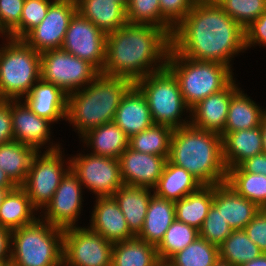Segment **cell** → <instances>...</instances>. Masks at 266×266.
<instances>
[{
	"mask_svg": "<svg viewBox=\"0 0 266 266\" xmlns=\"http://www.w3.org/2000/svg\"><path fill=\"white\" fill-rule=\"evenodd\" d=\"M175 219V203L153 194L148 205L143 228L136 237L157 246Z\"/></svg>",
	"mask_w": 266,
	"mask_h": 266,
	"instance_id": "26",
	"label": "cell"
},
{
	"mask_svg": "<svg viewBox=\"0 0 266 266\" xmlns=\"http://www.w3.org/2000/svg\"><path fill=\"white\" fill-rule=\"evenodd\" d=\"M82 184L70 169L61 179L52 200L45 206L43 221L60 229L75 227L82 206Z\"/></svg>",
	"mask_w": 266,
	"mask_h": 266,
	"instance_id": "15",
	"label": "cell"
},
{
	"mask_svg": "<svg viewBox=\"0 0 266 266\" xmlns=\"http://www.w3.org/2000/svg\"><path fill=\"white\" fill-rule=\"evenodd\" d=\"M239 266H266V253H263L260 257L250 262L243 263Z\"/></svg>",
	"mask_w": 266,
	"mask_h": 266,
	"instance_id": "51",
	"label": "cell"
},
{
	"mask_svg": "<svg viewBox=\"0 0 266 266\" xmlns=\"http://www.w3.org/2000/svg\"><path fill=\"white\" fill-rule=\"evenodd\" d=\"M150 188L123 184L112 196L125 216L130 231L137 236L143 228L152 194Z\"/></svg>",
	"mask_w": 266,
	"mask_h": 266,
	"instance_id": "24",
	"label": "cell"
},
{
	"mask_svg": "<svg viewBox=\"0 0 266 266\" xmlns=\"http://www.w3.org/2000/svg\"><path fill=\"white\" fill-rule=\"evenodd\" d=\"M168 160L190 172L202 185L226 183L222 137L186 125L173 130Z\"/></svg>",
	"mask_w": 266,
	"mask_h": 266,
	"instance_id": "3",
	"label": "cell"
},
{
	"mask_svg": "<svg viewBox=\"0 0 266 266\" xmlns=\"http://www.w3.org/2000/svg\"><path fill=\"white\" fill-rule=\"evenodd\" d=\"M255 43L266 45V11L245 29V48Z\"/></svg>",
	"mask_w": 266,
	"mask_h": 266,
	"instance_id": "46",
	"label": "cell"
},
{
	"mask_svg": "<svg viewBox=\"0 0 266 266\" xmlns=\"http://www.w3.org/2000/svg\"><path fill=\"white\" fill-rule=\"evenodd\" d=\"M8 39L0 49V100H20L41 78L40 53L23 40Z\"/></svg>",
	"mask_w": 266,
	"mask_h": 266,
	"instance_id": "7",
	"label": "cell"
},
{
	"mask_svg": "<svg viewBox=\"0 0 266 266\" xmlns=\"http://www.w3.org/2000/svg\"><path fill=\"white\" fill-rule=\"evenodd\" d=\"M232 230L244 229L260 208L238 195L228 184L213 185V204Z\"/></svg>",
	"mask_w": 266,
	"mask_h": 266,
	"instance_id": "21",
	"label": "cell"
},
{
	"mask_svg": "<svg viewBox=\"0 0 266 266\" xmlns=\"http://www.w3.org/2000/svg\"><path fill=\"white\" fill-rule=\"evenodd\" d=\"M17 187L18 185L9 177V175L0 169V188H6L11 191Z\"/></svg>",
	"mask_w": 266,
	"mask_h": 266,
	"instance_id": "50",
	"label": "cell"
},
{
	"mask_svg": "<svg viewBox=\"0 0 266 266\" xmlns=\"http://www.w3.org/2000/svg\"><path fill=\"white\" fill-rule=\"evenodd\" d=\"M114 122L128 138L154 124L147 100L135 84L123 96L116 110Z\"/></svg>",
	"mask_w": 266,
	"mask_h": 266,
	"instance_id": "20",
	"label": "cell"
},
{
	"mask_svg": "<svg viewBox=\"0 0 266 266\" xmlns=\"http://www.w3.org/2000/svg\"><path fill=\"white\" fill-rule=\"evenodd\" d=\"M107 34L78 11L69 22L61 49L92 64L99 72L105 65Z\"/></svg>",
	"mask_w": 266,
	"mask_h": 266,
	"instance_id": "13",
	"label": "cell"
},
{
	"mask_svg": "<svg viewBox=\"0 0 266 266\" xmlns=\"http://www.w3.org/2000/svg\"><path fill=\"white\" fill-rule=\"evenodd\" d=\"M24 3L25 0H0V33L2 35H8L20 23Z\"/></svg>",
	"mask_w": 266,
	"mask_h": 266,
	"instance_id": "43",
	"label": "cell"
},
{
	"mask_svg": "<svg viewBox=\"0 0 266 266\" xmlns=\"http://www.w3.org/2000/svg\"><path fill=\"white\" fill-rule=\"evenodd\" d=\"M113 243L89 228L64 230L63 266H111Z\"/></svg>",
	"mask_w": 266,
	"mask_h": 266,
	"instance_id": "11",
	"label": "cell"
},
{
	"mask_svg": "<svg viewBox=\"0 0 266 266\" xmlns=\"http://www.w3.org/2000/svg\"><path fill=\"white\" fill-rule=\"evenodd\" d=\"M100 72L89 62L63 49L40 54V74L45 82L52 83L67 95L90 84Z\"/></svg>",
	"mask_w": 266,
	"mask_h": 266,
	"instance_id": "9",
	"label": "cell"
},
{
	"mask_svg": "<svg viewBox=\"0 0 266 266\" xmlns=\"http://www.w3.org/2000/svg\"><path fill=\"white\" fill-rule=\"evenodd\" d=\"M174 203L176 219L199 230L213 204V185H203Z\"/></svg>",
	"mask_w": 266,
	"mask_h": 266,
	"instance_id": "32",
	"label": "cell"
},
{
	"mask_svg": "<svg viewBox=\"0 0 266 266\" xmlns=\"http://www.w3.org/2000/svg\"><path fill=\"white\" fill-rule=\"evenodd\" d=\"M219 260V248L198 236L167 262L171 266H214Z\"/></svg>",
	"mask_w": 266,
	"mask_h": 266,
	"instance_id": "37",
	"label": "cell"
},
{
	"mask_svg": "<svg viewBox=\"0 0 266 266\" xmlns=\"http://www.w3.org/2000/svg\"><path fill=\"white\" fill-rule=\"evenodd\" d=\"M53 2L49 0H25L20 23L6 37L22 40L42 22Z\"/></svg>",
	"mask_w": 266,
	"mask_h": 266,
	"instance_id": "41",
	"label": "cell"
},
{
	"mask_svg": "<svg viewBox=\"0 0 266 266\" xmlns=\"http://www.w3.org/2000/svg\"><path fill=\"white\" fill-rule=\"evenodd\" d=\"M127 23L149 24L165 29L172 35L174 27L161 15L159 0H128Z\"/></svg>",
	"mask_w": 266,
	"mask_h": 266,
	"instance_id": "39",
	"label": "cell"
},
{
	"mask_svg": "<svg viewBox=\"0 0 266 266\" xmlns=\"http://www.w3.org/2000/svg\"><path fill=\"white\" fill-rule=\"evenodd\" d=\"M63 164L59 145H51L42 156L37 151L32 157L26 181L21 187L37 210L45 208L52 200L61 179L70 170V162L66 169Z\"/></svg>",
	"mask_w": 266,
	"mask_h": 266,
	"instance_id": "10",
	"label": "cell"
},
{
	"mask_svg": "<svg viewBox=\"0 0 266 266\" xmlns=\"http://www.w3.org/2000/svg\"><path fill=\"white\" fill-rule=\"evenodd\" d=\"M14 140L11 100H0V145Z\"/></svg>",
	"mask_w": 266,
	"mask_h": 266,
	"instance_id": "47",
	"label": "cell"
},
{
	"mask_svg": "<svg viewBox=\"0 0 266 266\" xmlns=\"http://www.w3.org/2000/svg\"><path fill=\"white\" fill-rule=\"evenodd\" d=\"M249 239L266 253V209L260 211L244 228Z\"/></svg>",
	"mask_w": 266,
	"mask_h": 266,
	"instance_id": "45",
	"label": "cell"
},
{
	"mask_svg": "<svg viewBox=\"0 0 266 266\" xmlns=\"http://www.w3.org/2000/svg\"><path fill=\"white\" fill-rule=\"evenodd\" d=\"M173 130L167 125L153 124L129 138V147L137 152L160 155L168 159Z\"/></svg>",
	"mask_w": 266,
	"mask_h": 266,
	"instance_id": "36",
	"label": "cell"
},
{
	"mask_svg": "<svg viewBox=\"0 0 266 266\" xmlns=\"http://www.w3.org/2000/svg\"><path fill=\"white\" fill-rule=\"evenodd\" d=\"M262 254L244 229L233 230L219 247V260L234 266L255 260Z\"/></svg>",
	"mask_w": 266,
	"mask_h": 266,
	"instance_id": "35",
	"label": "cell"
},
{
	"mask_svg": "<svg viewBox=\"0 0 266 266\" xmlns=\"http://www.w3.org/2000/svg\"><path fill=\"white\" fill-rule=\"evenodd\" d=\"M10 261H0V266H7Z\"/></svg>",
	"mask_w": 266,
	"mask_h": 266,
	"instance_id": "57",
	"label": "cell"
},
{
	"mask_svg": "<svg viewBox=\"0 0 266 266\" xmlns=\"http://www.w3.org/2000/svg\"><path fill=\"white\" fill-rule=\"evenodd\" d=\"M261 131H262V141H263V152L266 153V113L261 123Z\"/></svg>",
	"mask_w": 266,
	"mask_h": 266,
	"instance_id": "52",
	"label": "cell"
},
{
	"mask_svg": "<svg viewBox=\"0 0 266 266\" xmlns=\"http://www.w3.org/2000/svg\"><path fill=\"white\" fill-rule=\"evenodd\" d=\"M11 236L10 229L0 226V261L11 260Z\"/></svg>",
	"mask_w": 266,
	"mask_h": 266,
	"instance_id": "49",
	"label": "cell"
},
{
	"mask_svg": "<svg viewBox=\"0 0 266 266\" xmlns=\"http://www.w3.org/2000/svg\"><path fill=\"white\" fill-rule=\"evenodd\" d=\"M232 231L221 212L212 205L199 229V236L219 248Z\"/></svg>",
	"mask_w": 266,
	"mask_h": 266,
	"instance_id": "42",
	"label": "cell"
},
{
	"mask_svg": "<svg viewBox=\"0 0 266 266\" xmlns=\"http://www.w3.org/2000/svg\"><path fill=\"white\" fill-rule=\"evenodd\" d=\"M214 266H234L225 262H222L220 260H218V262L214 265Z\"/></svg>",
	"mask_w": 266,
	"mask_h": 266,
	"instance_id": "55",
	"label": "cell"
},
{
	"mask_svg": "<svg viewBox=\"0 0 266 266\" xmlns=\"http://www.w3.org/2000/svg\"><path fill=\"white\" fill-rule=\"evenodd\" d=\"M233 80L225 89L206 97L189 111L190 125L201 130L222 134L226 126L231 97L240 89Z\"/></svg>",
	"mask_w": 266,
	"mask_h": 266,
	"instance_id": "17",
	"label": "cell"
},
{
	"mask_svg": "<svg viewBox=\"0 0 266 266\" xmlns=\"http://www.w3.org/2000/svg\"><path fill=\"white\" fill-rule=\"evenodd\" d=\"M92 212L91 231L103 236L107 241L116 243L135 238L130 231L117 201L113 196L97 197Z\"/></svg>",
	"mask_w": 266,
	"mask_h": 266,
	"instance_id": "18",
	"label": "cell"
},
{
	"mask_svg": "<svg viewBox=\"0 0 266 266\" xmlns=\"http://www.w3.org/2000/svg\"><path fill=\"white\" fill-rule=\"evenodd\" d=\"M134 83L127 78L99 73L87 87L67 97L66 119L78 133L114 121L119 104Z\"/></svg>",
	"mask_w": 266,
	"mask_h": 266,
	"instance_id": "4",
	"label": "cell"
},
{
	"mask_svg": "<svg viewBox=\"0 0 266 266\" xmlns=\"http://www.w3.org/2000/svg\"><path fill=\"white\" fill-rule=\"evenodd\" d=\"M240 89L231 97L226 126L222 134L261 126L266 113Z\"/></svg>",
	"mask_w": 266,
	"mask_h": 266,
	"instance_id": "30",
	"label": "cell"
},
{
	"mask_svg": "<svg viewBox=\"0 0 266 266\" xmlns=\"http://www.w3.org/2000/svg\"><path fill=\"white\" fill-rule=\"evenodd\" d=\"M170 49L171 35L165 29L127 23L107 33L105 65L101 73L127 78L135 83L164 69Z\"/></svg>",
	"mask_w": 266,
	"mask_h": 266,
	"instance_id": "2",
	"label": "cell"
},
{
	"mask_svg": "<svg viewBox=\"0 0 266 266\" xmlns=\"http://www.w3.org/2000/svg\"><path fill=\"white\" fill-rule=\"evenodd\" d=\"M239 167L247 173L266 176V153L262 152L243 161Z\"/></svg>",
	"mask_w": 266,
	"mask_h": 266,
	"instance_id": "48",
	"label": "cell"
},
{
	"mask_svg": "<svg viewBox=\"0 0 266 266\" xmlns=\"http://www.w3.org/2000/svg\"><path fill=\"white\" fill-rule=\"evenodd\" d=\"M226 184L238 195L266 209V176L244 172L239 166L229 168Z\"/></svg>",
	"mask_w": 266,
	"mask_h": 266,
	"instance_id": "34",
	"label": "cell"
},
{
	"mask_svg": "<svg viewBox=\"0 0 266 266\" xmlns=\"http://www.w3.org/2000/svg\"><path fill=\"white\" fill-rule=\"evenodd\" d=\"M223 160L227 170L263 152L261 126L221 134Z\"/></svg>",
	"mask_w": 266,
	"mask_h": 266,
	"instance_id": "23",
	"label": "cell"
},
{
	"mask_svg": "<svg viewBox=\"0 0 266 266\" xmlns=\"http://www.w3.org/2000/svg\"><path fill=\"white\" fill-rule=\"evenodd\" d=\"M159 261L156 246L137 237L113 243L111 266H155Z\"/></svg>",
	"mask_w": 266,
	"mask_h": 266,
	"instance_id": "31",
	"label": "cell"
},
{
	"mask_svg": "<svg viewBox=\"0 0 266 266\" xmlns=\"http://www.w3.org/2000/svg\"><path fill=\"white\" fill-rule=\"evenodd\" d=\"M9 190L6 188H0V206L2 204L4 196L7 194Z\"/></svg>",
	"mask_w": 266,
	"mask_h": 266,
	"instance_id": "53",
	"label": "cell"
},
{
	"mask_svg": "<svg viewBox=\"0 0 266 266\" xmlns=\"http://www.w3.org/2000/svg\"><path fill=\"white\" fill-rule=\"evenodd\" d=\"M83 140L91 148L94 155L118 159L129 147V138L114 122H108L88 130L82 135Z\"/></svg>",
	"mask_w": 266,
	"mask_h": 266,
	"instance_id": "28",
	"label": "cell"
},
{
	"mask_svg": "<svg viewBox=\"0 0 266 266\" xmlns=\"http://www.w3.org/2000/svg\"><path fill=\"white\" fill-rule=\"evenodd\" d=\"M40 220L12 230V265L63 266L64 230Z\"/></svg>",
	"mask_w": 266,
	"mask_h": 266,
	"instance_id": "6",
	"label": "cell"
},
{
	"mask_svg": "<svg viewBox=\"0 0 266 266\" xmlns=\"http://www.w3.org/2000/svg\"><path fill=\"white\" fill-rule=\"evenodd\" d=\"M201 186L203 185L190 172L167 159L153 191L155 196L175 202L196 192Z\"/></svg>",
	"mask_w": 266,
	"mask_h": 266,
	"instance_id": "27",
	"label": "cell"
},
{
	"mask_svg": "<svg viewBox=\"0 0 266 266\" xmlns=\"http://www.w3.org/2000/svg\"><path fill=\"white\" fill-rule=\"evenodd\" d=\"M67 97L60 88L40 78L24 102L36 115L54 122L66 118Z\"/></svg>",
	"mask_w": 266,
	"mask_h": 266,
	"instance_id": "22",
	"label": "cell"
},
{
	"mask_svg": "<svg viewBox=\"0 0 266 266\" xmlns=\"http://www.w3.org/2000/svg\"><path fill=\"white\" fill-rule=\"evenodd\" d=\"M77 11L104 33L116 31L127 24L126 9L112 0H76Z\"/></svg>",
	"mask_w": 266,
	"mask_h": 266,
	"instance_id": "25",
	"label": "cell"
},
{
	"mask_svg": "<svg viewBox=\"0 0 266 266\" xmlns=\"http://www.w3.org/2000/svg\"><path fill=\"white\" fill-rule=\"evenodd\" d=\"M70 169L97 197L112 196L123 185L118 159L79 154L70 158Z\"/></svg>",
	"mask_w": 266,
	"mask_h": 266,
	"instance_id": "12",
	"label": "cell"
},
{
	"mask_svg": "<svg viewBox=\"0 0 266 266\" xmlns=\"http://www.w3.org/2000/svg\"><path fill=\"white\" fill-rule=\"evenodd\" d=\"M37 209L32 205L26 191L18 186L8 191L0 206V226L11 231L34 223L33 213Z\"/></svg>",
	"mask_w": 266,
	"mask_h": 266,
	"instance_id": "29",
	"label": "cell"
},
{
	"mask_svg": "<svg viewBox=\"0 0 266 266\" xmlns=\"http://www.w3.org/2000/svg\"><path fill=\"white\" fill-rule=\"evenodd\" d=\"M199 236V230L175 219L156 246L160 261H168L174 254L185 249Z\"/></svg>",
	"mask_w": 266,
	"mask_h": 266,
	"instance_id": "38",
	"label": "cell"
},
{
	"mask_svg": "<svg viewBox=\"0 0 266 266\" xmlns=\"http://www.w3.org/2000/svg\"><path fill=\"white\" fill-rule=\"evenodd\" d=\"M197 0H159L161 15L175 27L185 18Z\"/></svg>",
	"mask_w": 266,
	"mask_h": 266,
	"instance_id": "44",
	"label": "cell"
},
{
	"mask_svg": "<svg viewBox=\"0 0 266 266\" xmlns=\"http://www.w3.org/2000/svg\"><path fill=\"white\" fill-rule=\"evenodd\" d=\"M144 94L154 124L167 125L177 129L189 125L190 121H179L185 104L179 83L173 73L164 69L150 73L134 83Z\"/></svg>",
	"mask_w": 266,
	"mask_h": 266,
	"instance_id": "8",
	"label": "cell"
},
{
	"mask_svg": "<svg viewBox=\"0 0 266 266\" xmlns=\"http://www.w3.org/2000/svg\"><path fill=\"white\" fill-rule=\"evenodd\" d=\"M11 100V116L14 140L32 146L39 152V148L50 139V123L46 118L36 115L24 102Z\"/></svg>",
	"mask_w": 266,
	"mask_h": 266,
	"instance_id": "19",
	"label": "cell"
},
{
	"mask_svg": "<svg viewBox=\"0 0 266 266\" xmlns=\"http://www.w3.org/2000/svg\"><path fill=\"white\" fill-rule=\"evenodd\" d=\"M77 12L76 0H54L42 22L22 40L38 53L60 49L69 22Z\"/></svg>",
	"mask_w": 266,
	"mask_h": 266,
	"instance_id": "14",
	"label": "cell"
},
{
	"mask_svg": "<svg viewBox=\"0 0 266 266\" xmlns=\"http://www.w3.org/2000/svg\"><path fill=\"white\" fill-rule=\"evenodd\" d=\"M112 1L120 3L126 9L128 0H112Z\"/></svg>",
	"mask_w": 266,
	"mask_h": 266,
	"instance_id": "54",
	"label": "cell"
},
{
	"mask_svg": "<svg viewBox=\"0 0 266 266\" xmlns=\"http://www.w3.org/2000/svg\"><path fill=\"white\" fill-rule=\"evenodd\" d=\"M118 160L123 184L153 189L162 175L167 158L128 147Z\"/></svg>",
	"mask_w": 266,
	"mask_h": 266,
	"instance_id": "16",
	"label": "cell"
},
{
	"mask_svg": "<svg viewBox=\"0 0 266 266\" xmlns=\"http://www.w3.org/2000/svg\"><path fill=\"white\" fill-rule=\"evenodd\" d=\"M155 266H171L167 261H159Z\"/></svg>",
	"mask_w": 266,
	"mask_h": 266,
	"instance_id": "56",
	"label": "cell"
},
{
	"mask_svg": "<svg viewBox=\"0 0 266 266\" xmlns=\"http://www.w3.org/2000/svg\"><path fill=\"white\" fill-rule=\"evenodd\" d=\"M37 151L29 145L12 140L0 145V169L21 186L29 172L32 157Z\"/></svg>",
	"mask_w": 266,
	"mask_h": 266,
	"instance_id": "33",
	"label": "cell"
},
{
	"mask_svg": "<svg viewBox=\"0 0 266 266\" xmlns=\"http://www.w3.org/2000/svg\"><path fill=\"white\" fill-rule=\"evenodd\" d=\"M166 67L176 77L189 110L200 101L225 89L232 81L230 66L213 61L189 59L172 48Z\"/></svg>",
	"mask_w": 266,
	"mask_h": 266,
	"instance_id": "5",
	"label": "cell"
},
{
	"mask_svg": "<svg viewBox=\"0 0 266 266\" xmlns=\"http://www.w3.org/2000/svg\"><path fill=\"white\" fill-rule=\"evenodd\" d=\"M244 30L266 11V0H215Z\"/></svg>",
	"mask_w": 266,
	"mask_h": 266,
	"instance_id": "40",
	"label": "cell"
},
{
	"mask_svg": "<svg viewBox=\"0 0 266 266\" xmlns=\"http://www.w3.org/2000/svg\"><path fill=\"white\" fill-rule=\"evenodd\" d=\"M171 48L182 56L230 66L245 50V30L215 0H197L173 30Z\"/></svg>",
	"mask_w": 266,
	"mask_h": 266,
	"instance_id": "1",
	"label": "cell"
}]
</instances>
